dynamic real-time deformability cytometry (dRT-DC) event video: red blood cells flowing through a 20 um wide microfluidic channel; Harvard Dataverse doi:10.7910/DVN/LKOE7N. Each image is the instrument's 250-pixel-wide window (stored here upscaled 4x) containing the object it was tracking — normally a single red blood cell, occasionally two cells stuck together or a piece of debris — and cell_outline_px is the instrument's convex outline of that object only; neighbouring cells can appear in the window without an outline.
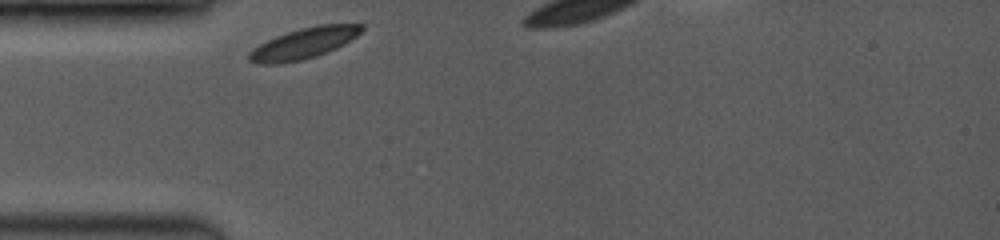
{"species": "common noctule bat (a hibernating species)", "species_latin": "Nyctalus noctula", "temperature_condition": "room temperature", "stored_images_in_passage": 10, "camera_frame_rate_fps": 3500, "um_per_image_px": 0.085, "animal": {"sex": "female", "body_mass_g": 19.0, "forearm_length_mm": 53.3}, "frame": {"image": 1, "passage_image": 1, "time_ms": 0.0, "image_size_px": [1000, 240], "cell_outline_px": [[364, 28], [356, 36], [344, 44], [328, 52], [316, 56], [300, 60], [280, 64], [260, 64], [248, 60], [248, 52], [252, 48], [276, 36], [300, 28], [320, 24], [364, 24]], "centroid_in_image_um": [25.81, 3.68], "position_along_channel_um": 59.2, "area_um2": 20.17}}
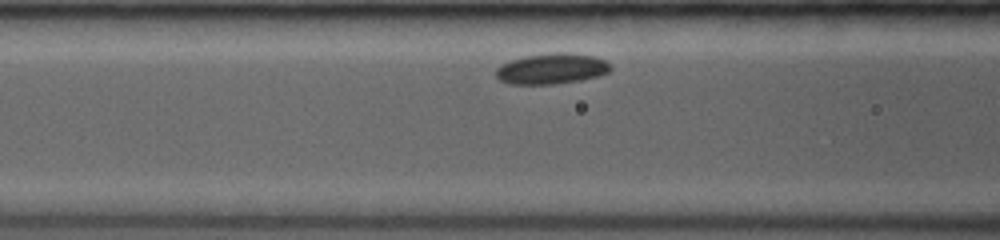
{"frame": {"image": 2, "passage_image": 7, "time_ms": 1.714, "image_size_px": [1000, 240], "cell_outline_px": [[612, 68], [608, 72], [600, 76], [580, 80], [556, 84], [508, 84], [500, 80], [496, 76], [496, 68], [500, 64], [524, 56], [556, 52], [564, 52], [596, 56], [612, 64]], "centroid_in_image_um": [46.91, 5.84], "position_along_channel_um": 119.7, "area_um2": 20.69}}